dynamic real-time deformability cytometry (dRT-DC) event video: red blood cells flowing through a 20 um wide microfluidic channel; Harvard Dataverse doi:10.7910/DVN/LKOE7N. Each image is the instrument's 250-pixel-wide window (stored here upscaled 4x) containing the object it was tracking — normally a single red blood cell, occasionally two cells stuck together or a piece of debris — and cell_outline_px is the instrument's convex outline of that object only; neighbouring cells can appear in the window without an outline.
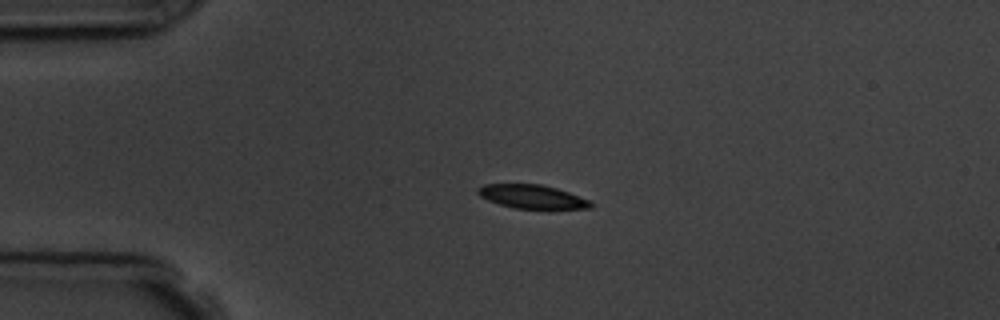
{"species": "common noctule bat (a hibernating species)", "species_latin": "Nyctalus noctula", "temperature_condition": "room temperature", "stored_images_in_passage": 2, "camera_frame_rate_fps": 3000, "um_per_image_px": 0.085, "animal": {"sex": "male", "body_mass_g": 19.5, "forearm_length_mm": 54.6}, "frame": {"image": 1, "passage_image": 1, "time_ms": 0.0, "image_size_px": [1000, 320], "cell_outline_px": [[592, 208], [548, 212], [516, 208], [500, 204], [488, 200], [480, 196], [476, 192], [476, 188], [484, 184], [540, 184], [556, 188], [568, 192], [588, 200], [592, 204]], "centroid_in_image_um": [45.28, 16.77], "position_along_channel_um": 39.7, "area_um2": 16.36}}